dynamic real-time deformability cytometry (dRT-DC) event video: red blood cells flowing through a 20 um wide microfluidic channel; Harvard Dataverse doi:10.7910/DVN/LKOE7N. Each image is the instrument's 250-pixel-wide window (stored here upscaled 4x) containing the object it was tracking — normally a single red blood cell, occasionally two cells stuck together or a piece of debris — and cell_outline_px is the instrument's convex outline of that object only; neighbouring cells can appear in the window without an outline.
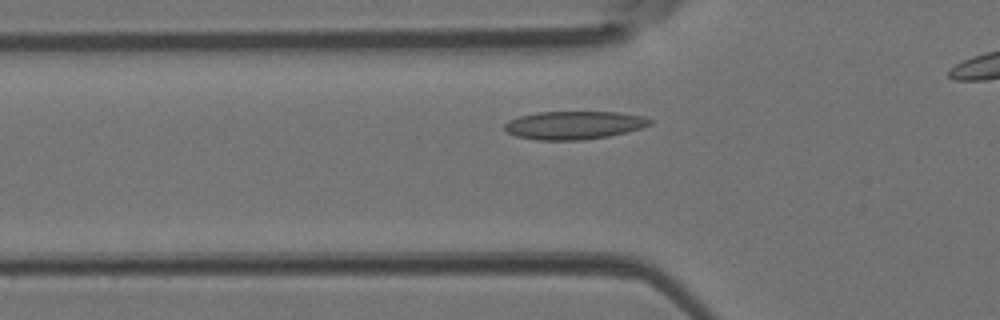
{"species": "Egyptian fruit bat (a non-hibernating species)", "species_latin": "Rousettus aegyptiacus", "temperature_condition": "room temperature", "stored_images_in_passage": 32, "camera_frame_rate_fps": 3000, "um_per_image_px": 0.085, "animal": {"sex": "female"}, "frame": {"image": 1, "passage_image": 9, "time_ms": 2.667, "image_size_px": [1000, 320], "cell_outline_px": [[652, 124], [640, 128], [608, 136], [580, 140], [536, 140], [516, 136], [508, 132], [504, 128], [504, 124], [508, 120], [520, 116], [536, 112], [620, 112], [644, 116], [652, 120]], "centroid_in_image_um": [48.78, 10.63], "position_along_channel_um": 77.0, "area_um2": 23.81}}
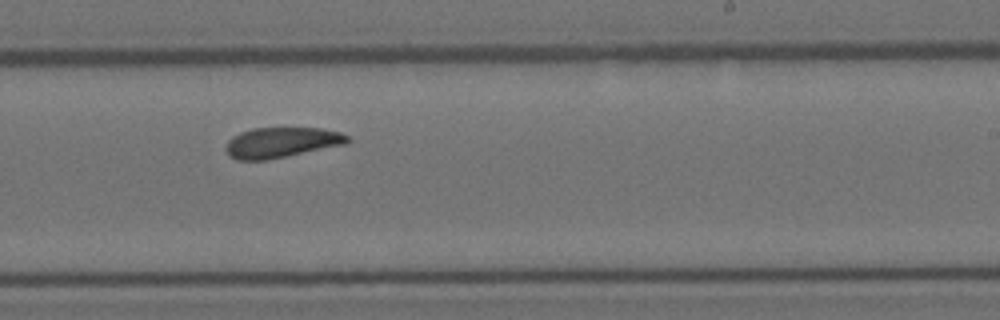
{"frame": {"image": 2, "passage_image": 22, "time_ms": 7.0, "image_size_px": [1000, 320], "cell_outline_px": [[352, 140], [344, 144], [264, 160], [236, 160], [228, 156], [224, 148], [228, 140], [232, 136], [240, 132], [252, 128], [320, 128], [340, 132], [348, 136]], "centroid_in_image_um": [23.86, 12.1], "position_along_channel_um": 265.1, "area_um2": 21.39}}
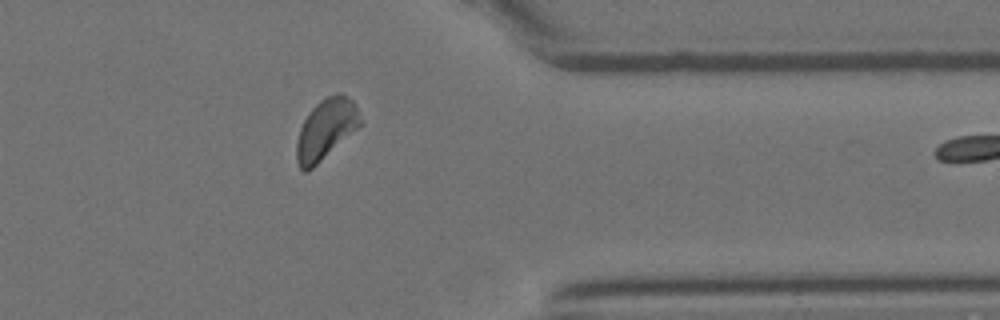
{"frame": {"image": 3, "passage_image": 31, "time_ms": 10.0, "image_size_px": [1000, 320], "cell_outline_px": [[360, 124], [356, 128], [308, 172], [304, 172], [300, 168], [296, 160], [296, 144], [300, 128], [304, 120], [312, 108], [320, 100], [336, 92], [340, 92], [348, 96], [352, 100], [356, 108], [360, 120]], "centroid_in_image_um": [27.65, 10.97], "position_along_channel_um": 383.7, "area_um2": 21.85}}